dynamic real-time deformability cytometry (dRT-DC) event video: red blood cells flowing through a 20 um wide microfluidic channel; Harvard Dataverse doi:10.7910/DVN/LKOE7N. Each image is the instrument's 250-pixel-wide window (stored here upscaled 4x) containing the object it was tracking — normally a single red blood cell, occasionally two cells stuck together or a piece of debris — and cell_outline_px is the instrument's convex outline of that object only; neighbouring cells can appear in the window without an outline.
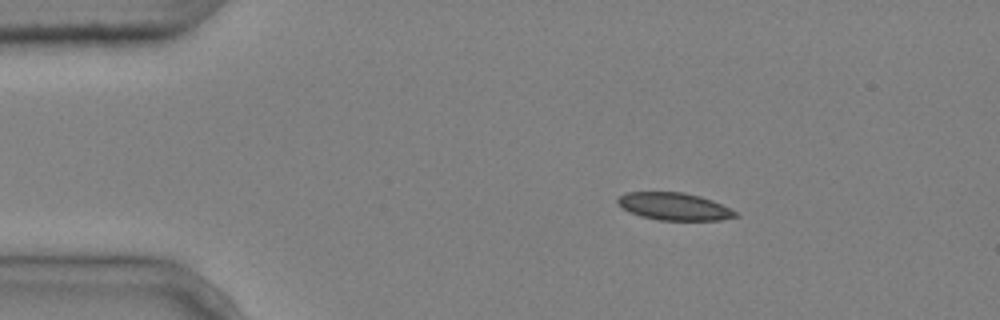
{"species": "common noctule bat (a hibernating species)", "species_latin": "Nyctalus noctula", "temperature_condition": "cold", "stored_images_in_passage": 2, "camera_frame_rate_fps": 3000, "um_per_image_px": 0.085, "animal": {"sex": "male", "body_mass_g": 20.4}, "frame": {"image": 1, "passage_image": 1, "time_ms": 0.0, "image_size_px": [1000, 320], "cell_outline_px": [[740, 216], [720, 220], [660, 220], [640, 216], [628, 212], [616, 204], [616, 200], [620, 196], [628, 192], [684, 192], [700, 196], [712, 200], [736, 212]], "centroid_in_image_um": [57.27, 17.55], "position_along_channel_um": 27.7, "area_um2": 18.84}}